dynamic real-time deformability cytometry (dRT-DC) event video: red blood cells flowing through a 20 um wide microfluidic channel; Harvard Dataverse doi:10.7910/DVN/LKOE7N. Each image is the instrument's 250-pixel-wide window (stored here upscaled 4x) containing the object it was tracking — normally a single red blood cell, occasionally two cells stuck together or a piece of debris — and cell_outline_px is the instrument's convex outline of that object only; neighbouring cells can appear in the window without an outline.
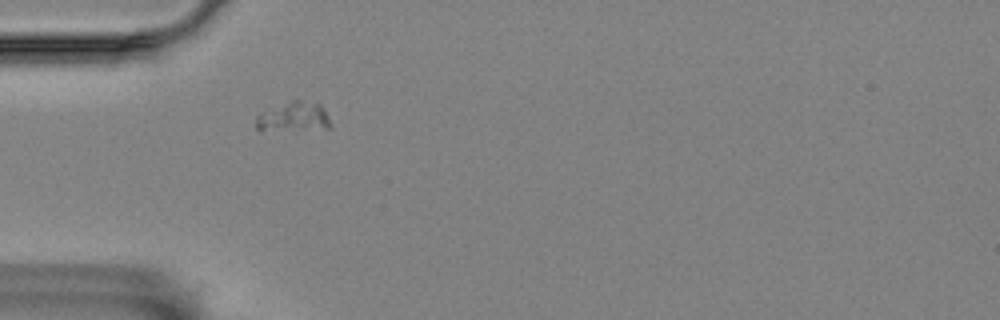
{"species": "Egyptian fruit bat (a non-hibernating species)", "species_latin": "Rousettus aegyptiacus", "temperature_condition": "room temperature", "stored_images_in_passage": 42, "camera_frame_rate_fps": 3000, "um_per_image_px": 0.085, "animal": {"sex": "female"}, "frame": {"image": 1, "passage_image": 1, "time_ms": 0.0, "image_size_px": [1000, 320], "cell_outline_px": [[332, 128], [296, 132], [256, 128], [256, 116], [260, 112], [292, 100], [300, 100], [320, 104], [324, 108], [332, 124]], "centroid_in_image_um": [25.02, 9.97], "position_along_channel_um": 60.0, "area_um2": 13.29}}
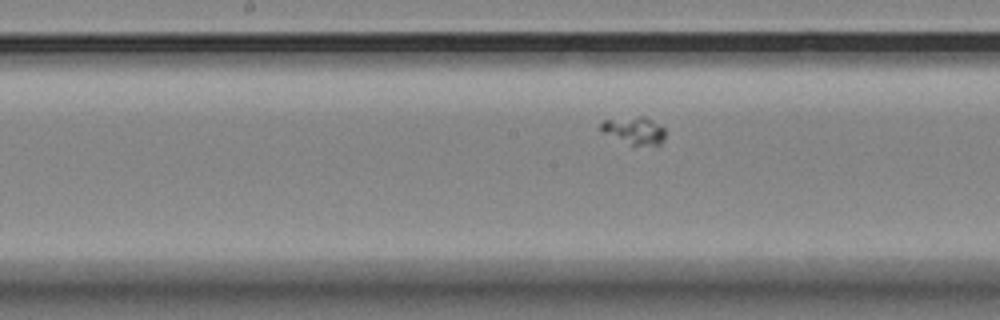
{"frame": {"image": 2, "passage_image": 13, "time_ms": 4.0, "image_size_px": [1000, 320], "cell_outline_px": [[664, 140], [660, 144], [632, 148], [600, 132], [600, 124], [604, 120], [640, 116], [644, 116], [652, 120], [664, 128]], "centroid_in_image_um": [53.87, 11.16], "position_along_channel_um": 194.3, "area_um2": 10.87}}
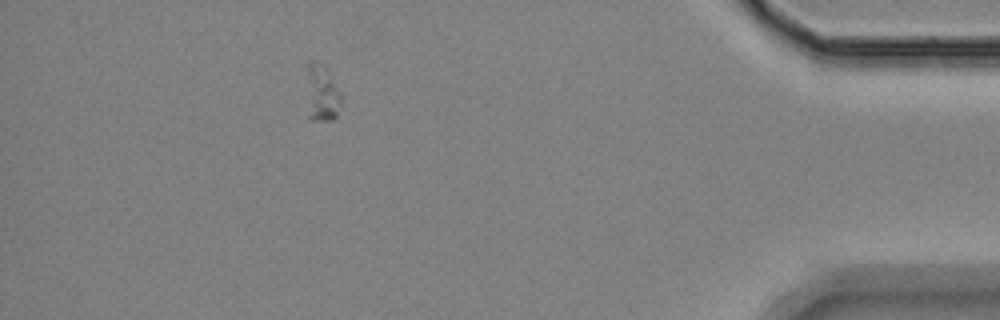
{"frame": {"image": 3, "passage_image": 36, "time_ms": 11.667, "image_size_px": [1000, 320], "cell_outline_px": [[340, 104], [336, 116], [332, 120], [308, 120], [308, 60], [316, 60], [324, 68], [340, 92]], "centroid_in_image_um": [27.34, 7.97], "position_along_channel_um": 407.9, "area_um2": 10.98}}